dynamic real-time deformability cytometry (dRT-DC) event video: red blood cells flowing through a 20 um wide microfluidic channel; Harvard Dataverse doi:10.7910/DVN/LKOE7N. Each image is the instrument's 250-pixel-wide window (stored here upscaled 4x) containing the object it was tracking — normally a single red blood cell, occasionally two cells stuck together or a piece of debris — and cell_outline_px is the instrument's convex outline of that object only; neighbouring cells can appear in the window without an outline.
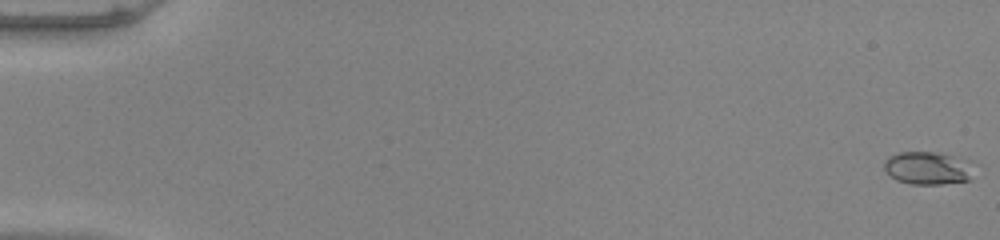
{"species": "common noctule bat (a hibernating species)", "species_latin": "Nyctalus noctula", "temperature_condition": "warm", "stored_images_in_passage": 50, "camera_frame_rate_fps": 3000, "um_per_image_px": 0.085, "animal": {"sex": "male", "body_mass_g": 20.0, "forearm_length_mm": 53.3}, "frame": {"image": 1, "passage_image": 1, "time_ms": 0.0, "image_size_px": [1000, 240], "cell_outline_px": [[980, 164], [968, 180], [940, 184], [912, 184], [896, 180], [888, 176], [884, 168], [884, 160], [888, 156], [900, 152], [936, 152], [972, 160]], "centroid_in_image_um": [78.94, 14.27], "position_along_channel_um": 6.1, "area_um2": 17.86}}
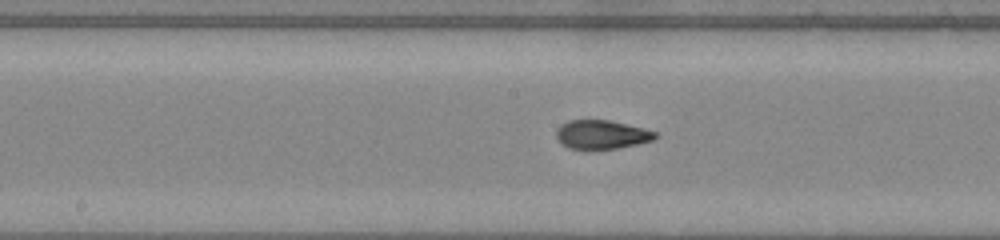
{"frame": {"image": 2, "passage_image": 29, "time_ms": 9.333, "image_size_px": [1000, 240], "cell_outline_px": [[660, 136], [652, 140], [636, 144], [616, 148], [568, 148], [556, 136], [556, 128], [560, 124], [568, 120], [608, 120], [644, 128], [656, 132]], "centroid_in_image_um": [51.15, 11.41], "position_along_channel_um": 197.1, "area_um2": 16.36}}
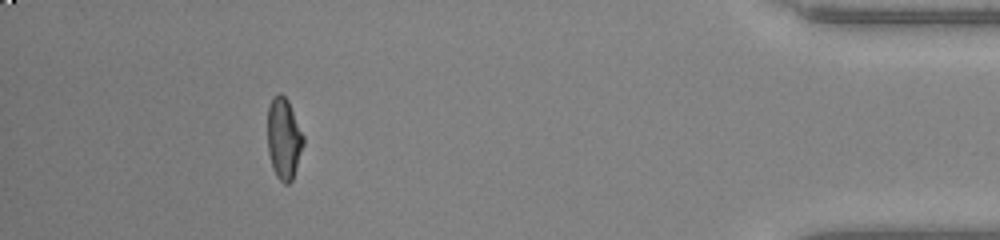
{"frame": {"image": 3, "passage_image": 49, "time_ms": 16.0, "image_size_px": [1000, 240], "cell_outline_px": [[304, 144], [292, 180], [288, 184], [284, 184], [276, 176], [272, 168], [268, 152], [268, 104], [272, 96], [280, 92], [288, 100], [304, 136]], "centroid_in_image_um": [24.11, 11.76], "position_along_channel_um": 411.1, "area_um2": 17.11}}